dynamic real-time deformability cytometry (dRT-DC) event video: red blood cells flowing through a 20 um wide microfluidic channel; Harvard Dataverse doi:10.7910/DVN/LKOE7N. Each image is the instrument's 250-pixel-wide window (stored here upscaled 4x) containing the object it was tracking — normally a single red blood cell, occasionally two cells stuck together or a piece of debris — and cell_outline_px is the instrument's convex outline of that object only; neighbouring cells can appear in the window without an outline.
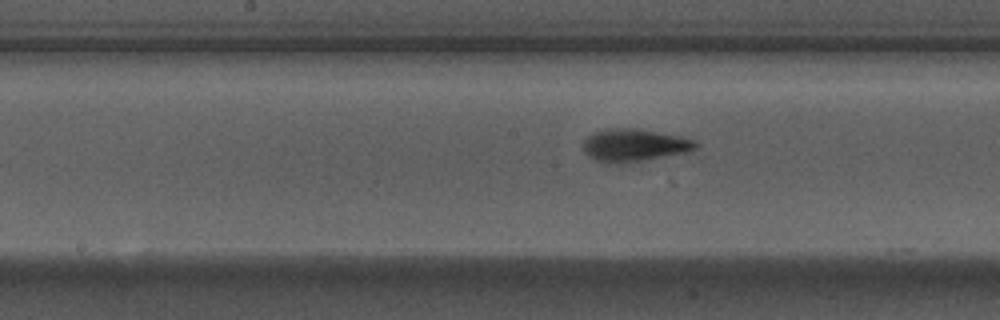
{"species": "Egyptian fruit bat (a non-hibernating species)", "species_latin": "Rousettus aegyptiacus", "temperature_condition": "warm", "stored_images_in_passage": 25, "camera_frame_rate_fps": 3000, "um_per_image_px": 0.085, "animal": {"sex": "male"}, "frame": {"image": 1, "passage_image": 22, "time_ms": 7.0, "image_size_px": [1000, 320], "cell_outline_px": [[696, 148], [684, 152], [640, 160], [596, 160], [588, 156], [584, 152], [584, 140], [588, 136], [604, 128], [632, 128], [676, 136], [692, 140], [696, 144]], "centroid_in_image_um": [53.85, 12.29], "position_along_channel_um": 194.4, "area_um2": 19.88}}